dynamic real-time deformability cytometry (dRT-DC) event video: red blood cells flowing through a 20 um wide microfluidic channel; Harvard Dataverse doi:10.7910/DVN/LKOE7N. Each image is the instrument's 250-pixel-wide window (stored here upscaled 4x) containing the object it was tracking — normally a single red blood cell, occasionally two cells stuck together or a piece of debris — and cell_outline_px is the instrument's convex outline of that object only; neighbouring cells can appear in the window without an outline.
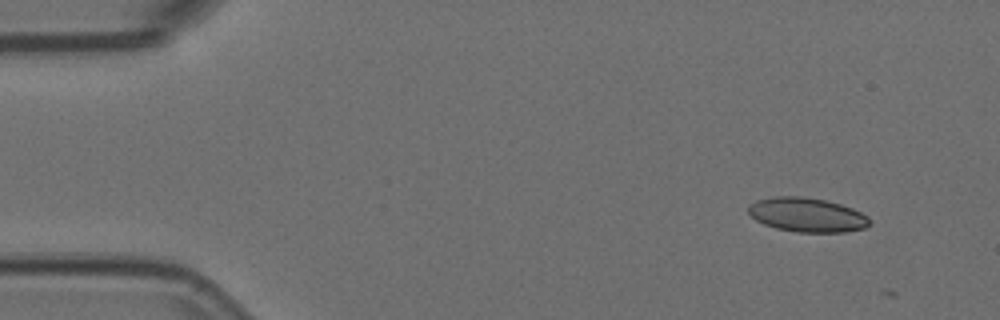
{"species": "Egyptian fruit bat (a non-hibernating species)", "species_latin": "Rousettus aegyptiacus", "temperature_condition": "room temperature", "stored_images_in_passage": 7, "camera_frame_rate_fps": 3000, "um_per_image_px": 0.085, "animal": {"sex": "female"}, "frame": {"image": 1, "passage_image": 1, "time_ms": 0.0, "image_size_px": [1000, 320], "cell_outline_px": [[868, 224], [864, 228], [844, 232], [796, 232], [776, 228], [764, 224], [756, 220], [748, 212], [748, 204], [756, 200], [772, 196], [804, 196], [824, 200], [840, 204], [852, 208], [868, 216]], "centroid_in_image_um": [68.55, 18.25], "position_along_channel_um": 16.5, "area_um2": 24.16}}